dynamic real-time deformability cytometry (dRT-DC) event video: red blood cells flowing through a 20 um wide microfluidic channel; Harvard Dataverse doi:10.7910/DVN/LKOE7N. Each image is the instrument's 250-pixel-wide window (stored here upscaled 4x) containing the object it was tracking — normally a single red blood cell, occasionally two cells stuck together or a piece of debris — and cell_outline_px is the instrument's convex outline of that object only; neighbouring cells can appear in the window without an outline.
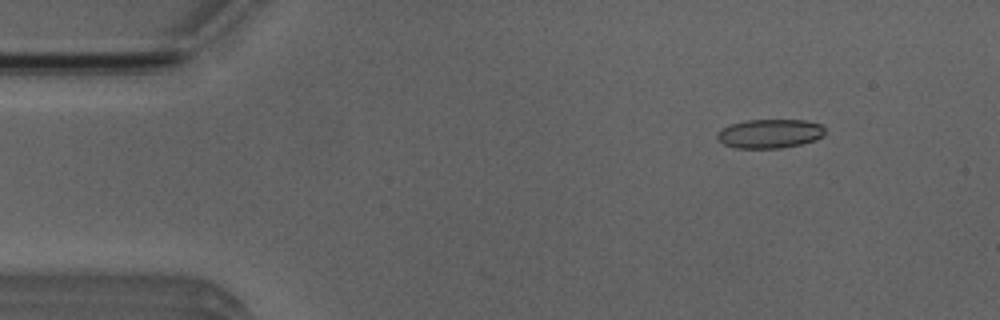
{"species": "Egyptian fruit bat (a non-hibernating species)", "species_latin": "Rousettus aegyptiacus", "temperature_condition": "room temperature", "stored_images_in_passage": 4, "camera_frame_rate_fps": 3000, "um_per_image_px": 0.085, "animal": {"sex": "male"}, "frame": {"image": 1, "passage_image": 1, "time_ms": 0.0, "image_size_px": [1000, 320], "cell_outline_px": [[824, 136], [816, 140], [800, 144], [780, 148], [736, 148], [724, 144], [716, 136], [716, 132], [732, 124], [748, 120], [804, 120], [820, 124], [824, 128]], "centroid_in_image_um": [65.45, 11.36], "position_along_channel_um": 19.6, "area_um2": 18.09}}
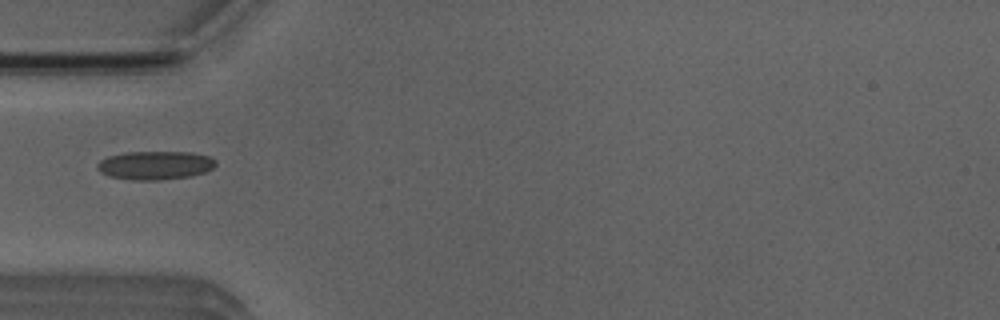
{"frame": {"image": 2, "passage_image": 4, "time_ms": 3.333, "image_size_px": [1000, 320], "cell_outline_px": [[216, 164], [212, 168], [204, 172], [192, 176], [160, 180], [132, 180], [108, 176], [100, 172], [96, 168], [96, 164], [100, 160], [108, 156], [124, 152], [192, 152], [208, 156], [216, 160]], "centroid_in_image_um": [13.16, 14.05], "position_along_channel_um": 71.8, "area_um2": 19.88}}